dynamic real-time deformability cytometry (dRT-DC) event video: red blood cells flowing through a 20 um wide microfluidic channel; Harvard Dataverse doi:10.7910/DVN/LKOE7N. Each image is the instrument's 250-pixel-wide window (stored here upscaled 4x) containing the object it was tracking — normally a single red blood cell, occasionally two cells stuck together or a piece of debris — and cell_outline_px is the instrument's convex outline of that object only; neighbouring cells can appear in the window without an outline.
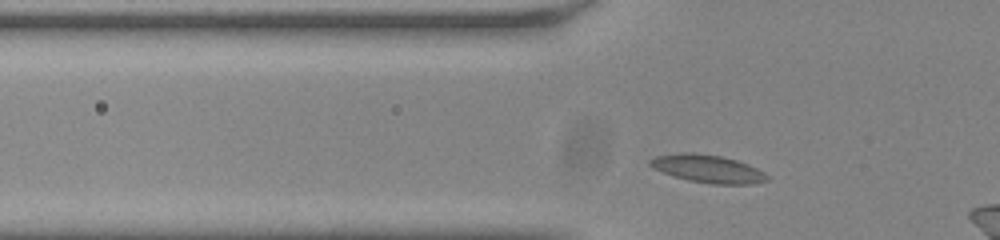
{"species": "common noctule bat (a hibernating species)", "species_latin": "Nyctalus noctula", "temperature_condition": "room temperature", "stored_images_in_passage": 6, "camera_frame_rate_fps": 3000, "um_per_image_px": 0.085, "animal": {"sex": "male", "body_mass_g": 20.0, "forearm_length_mm": 53.3}, "frame": {"image": 1, "passage_image": 3, "time_ms": 0.667, "image_size_px": [1000, 240], "cell_outline_px": [[768, 180], [748, 184], [712, 184], [688, 180], [652, 168], [648, 164], [648, 160], [656, 156], [680, 152], [696, 152], [720, 156], [736, 160], [748, 164], [764, 172], [768, 176]], "centroid_in_image_um": [60.13, 14.33], "position_along_channel_um": 65.7, "area_um2": 18.9}}